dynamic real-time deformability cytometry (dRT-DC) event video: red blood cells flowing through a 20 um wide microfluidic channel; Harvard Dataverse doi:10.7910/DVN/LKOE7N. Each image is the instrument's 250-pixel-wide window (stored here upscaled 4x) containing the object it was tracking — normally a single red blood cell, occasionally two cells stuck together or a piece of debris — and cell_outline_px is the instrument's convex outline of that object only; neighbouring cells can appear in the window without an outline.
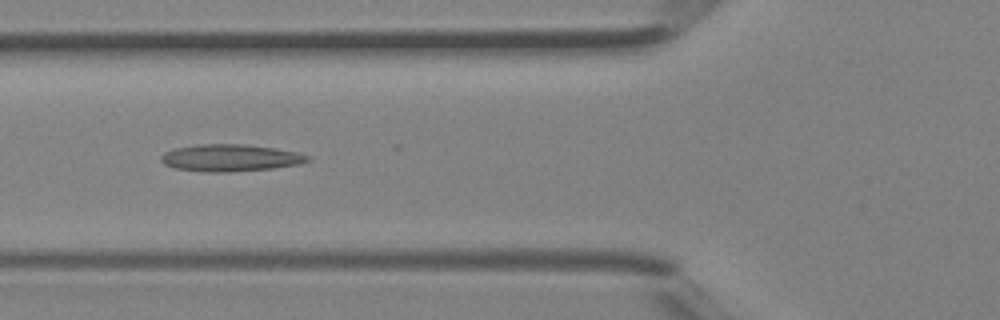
{"species": "Egyptian fruit bat (a non-hibernating species)", "species_latin": "Rousettus aegyptiacus", "temperature_condition": "room temperature", "stored_images_in_passage": 37, "camera_frame_rate_fps": 3000, "um_per_image_px": 0.085, "animal": {"sex": "female"}, "frame": {"image": 1, "passage_image": 15, "time_ms": 4.667, "image_size_px": [1000, 320], "cell_outline_px": [[312, 160], [296, 164], [272, 168], [228, 172], [208, 172], [176, 168], [164, 164], [160, 160], [160, 156], [164, 152], [176, 148], [200, 144], [244, 144], [272, 148], [296, 152], [312, 156]], "centroid_in_image_um": [19.57, 13.41], "position_along_channel_um": 106.2, "area_um2": 22.89}}
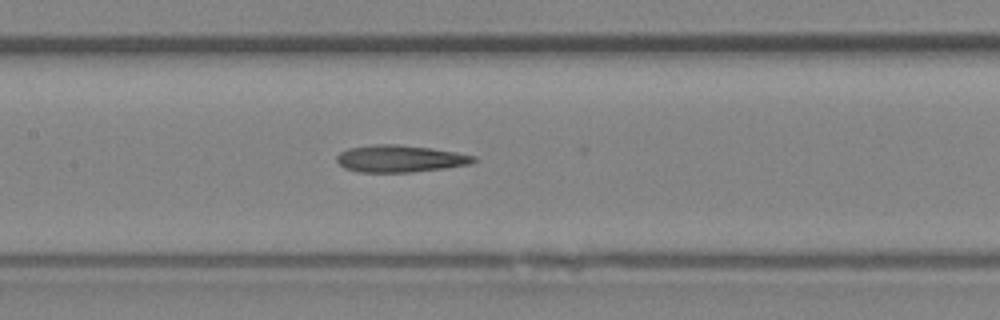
{"frame": {"image": 2, "passage_image": 19, "time_ms": 6.0, "image_size_px": [1000, 320], "cell_outline_px": [[480, 160], [468, 164], [444, 168], [412, 172], [360, 172], [344, 168], [336, 160], [336, 156], [340, 152], [348, 148], [372, 144], [396, 144], [432, 148], [456, 152], [476, 156]], "centroid_in_image_um": [34.0, 13.48], "position_along_channel_um": 173.4, "area_um2": 21.68}}
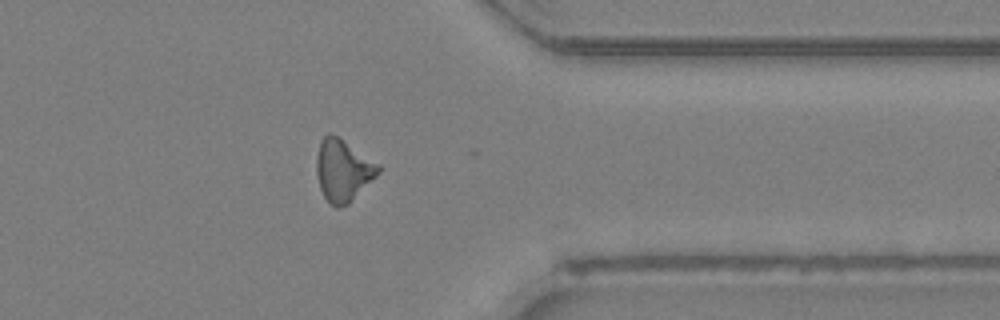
{"frame": {"image": 3, "passage_image": 32, "time_ms": 10.333, "image_size_px": [1000, 320], "cell_outline_px": [[380, 172], [348, 204], [336, 208], [324, 196], [320, 188], [316, 172], [316, 156], [320, 140], [328, 132], [336, 136], [380, 164]], "centroid_in_image_um": [29.14, 14.47], "position_along_channel_um": 382.3, "area_um2": 22.02}}